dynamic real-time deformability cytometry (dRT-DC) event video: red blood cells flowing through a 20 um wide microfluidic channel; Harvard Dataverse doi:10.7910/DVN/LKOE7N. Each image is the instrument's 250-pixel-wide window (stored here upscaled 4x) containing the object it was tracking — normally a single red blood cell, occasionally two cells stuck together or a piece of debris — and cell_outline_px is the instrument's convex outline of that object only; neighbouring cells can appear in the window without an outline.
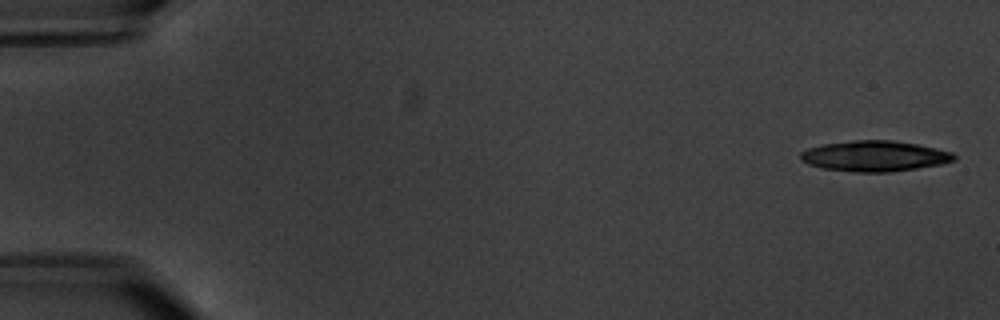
{"species": "common noctule bat (a hibernating species)", "species_latin": "Nyctalus noctula", "temperature_condition": "warm", "stored_images_in_passage": 10, "segment_of_instrument_passage": [1, 2], "camera_frame_rate_fps": 3000, "um_per_image_px": 0.085, "animal": {"sex": "male", "body_mass_g": 20.1, "forearm_length_mm": 53.5}, "frame": {"image": 1, "passage_image": 1, "time_ms": 0.0, "image_size_px": [1000, 320], "cell_outline_px": [[956, 160], [940, 164], [892, 172], [856, 172], [820, 168], [808, 164], [800, 160], [800, 152], [808, 148], [820, 144], [852, 140], [892, 140], [916, 144], [936, 148], [952, 152], [956, 156]], "centroid_in_image_um": [74.3, 13.26], "position_along_channel_um": 10.7, "area_um2": 27.57}}
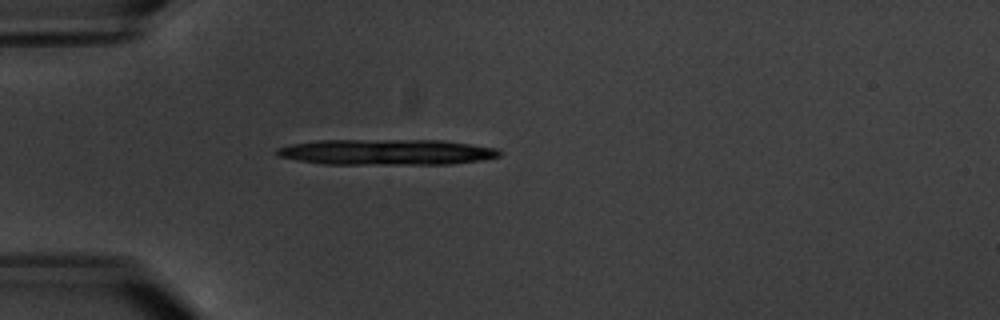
{"frame": {"image": 2, "passage_image": 5, "time_ms": 5.0, "image_size_px": [1000, 320], "cell_outline_px": [[500, 156], [480, 160], [448, 164], [324, 164], [296, 160], [276, 156], [276, 148], [292, 144], [316, 140], [440, 140], [496, 148], [500, 152]], "centroid_in_image_um": [32.78, 12.93], "position_along_channel_um": 52.2, "area_um2": 33.29}}